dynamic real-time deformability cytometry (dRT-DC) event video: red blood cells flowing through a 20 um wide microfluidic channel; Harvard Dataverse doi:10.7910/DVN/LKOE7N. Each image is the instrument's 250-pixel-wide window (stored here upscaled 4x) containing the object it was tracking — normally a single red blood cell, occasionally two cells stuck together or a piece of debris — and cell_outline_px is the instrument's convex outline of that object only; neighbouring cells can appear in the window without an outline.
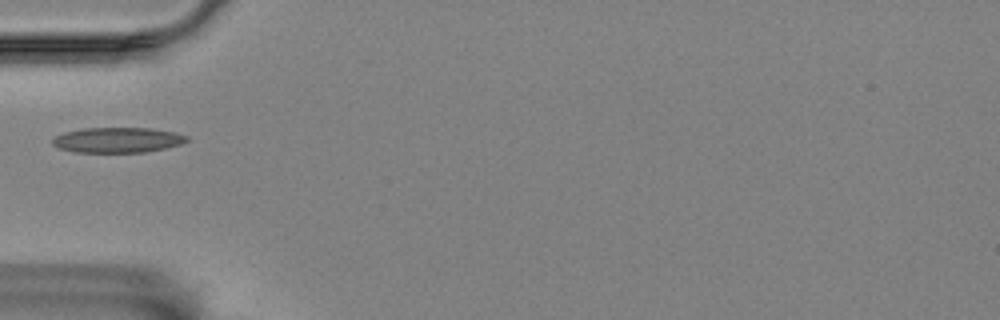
{"species": "Egyptian fruit bat (a non-hibernating species)", "species_latin": "Rousettus aegyptiacus", "temperature_condition": "room temperature", "stored_images_in_passage": 5, "camera_frame_rate_fps": 3000, "um_per_image_px": 0.085, "animal": {"sex": "female"}, "frame": {"image": 1, "passage_image": 5, "time_ms": 6.0, "image_size_px": [1000, 320], "cell_outline_px": [[188, 140], [180, 144], [164, 148], [144, 152], [72, 152], [56, 148], [52, 144], [52, 140], [56, 136], [64, 132], [80, 128], [152, 128], [172, 132], [188, 136]], "centroid_in_image_um": [9.93, 11.9], "position_along_channel_um": 75.1, "area_um2": 19.77}}